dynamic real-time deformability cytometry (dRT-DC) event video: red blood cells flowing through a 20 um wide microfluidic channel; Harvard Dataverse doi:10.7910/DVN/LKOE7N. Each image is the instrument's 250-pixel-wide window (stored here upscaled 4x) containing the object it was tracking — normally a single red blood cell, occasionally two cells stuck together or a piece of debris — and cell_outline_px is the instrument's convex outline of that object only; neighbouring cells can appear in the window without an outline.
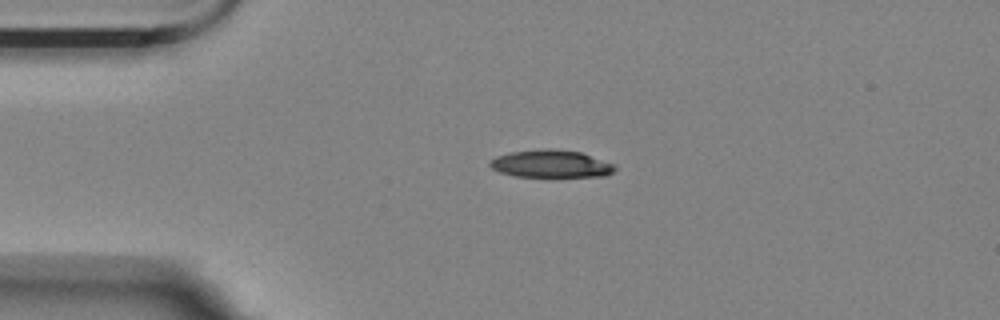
{"species": "Egyptian fruit bat (a non-hibernating species)", "species_latin": "Rousettus aegyptiacus", "temperature_condition": "room temperature", "stored_images_in_passage": 4, "camera_frame_rate_fps": 3000, "um_per_image_px": 0.085, "animal": {"sex": "female"}, "frame": {"image": 1, "passage_image": 4, "time_ms": 1.0, "image_size_px": [1000, 320], "cell_outline_px": [[616, 168], [612, 172], [604, 176], [516, 176], [500, 172], [492, 168], [488, 164], [488, 160], [496, 156], [512, 152], [544, 148], [556, 148], [580, 152], [616, 164]], "centroid_in_image_um": [46.82, 13.91], "position_along_channel_um": 38.2, "area_um2": 20.06}}